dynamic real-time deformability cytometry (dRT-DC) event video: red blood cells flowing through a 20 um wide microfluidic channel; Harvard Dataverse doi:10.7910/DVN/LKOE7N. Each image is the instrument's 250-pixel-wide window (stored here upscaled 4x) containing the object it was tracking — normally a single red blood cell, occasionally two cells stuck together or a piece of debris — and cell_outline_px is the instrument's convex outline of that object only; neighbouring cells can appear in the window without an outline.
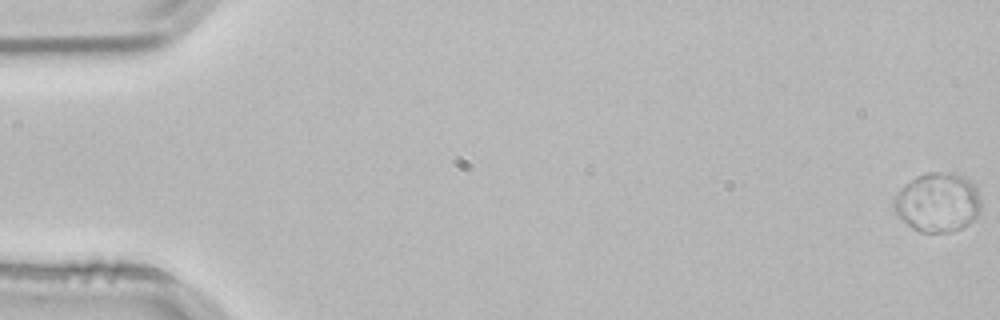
{"species": "common noctule bat (a hibernating species)", "species_latin": "Nyctalus noctula", "temperature_condition": "room temperature", "stored_images_in_passage": 54, "camera_frame_rate_fps": 3000, "um_per_image_px": 0.085, "animal": {"sex": "male", "body_mass_g": 21.5, "forearm_length_mm": 52.0}, "frame": {"image": 1, "passage_image": 1, "time_ms": 0.0, "image_size_px": [1000, 320], "cell_outline_px": [[980, 212], [968, 224], [960, 228], [948, 232], [920, 232], [912, 228], [896, 212], [892, 204], [892, 200], [896, 192], [904, 184], [916, 176], [928, 172], [948, 172], [964, 176], [976, 188], [980, 196]], "centroid_in_image_um": [79.68, 17.18], "position_along_channel_um": 5.3, "area_um2": 30.06}}
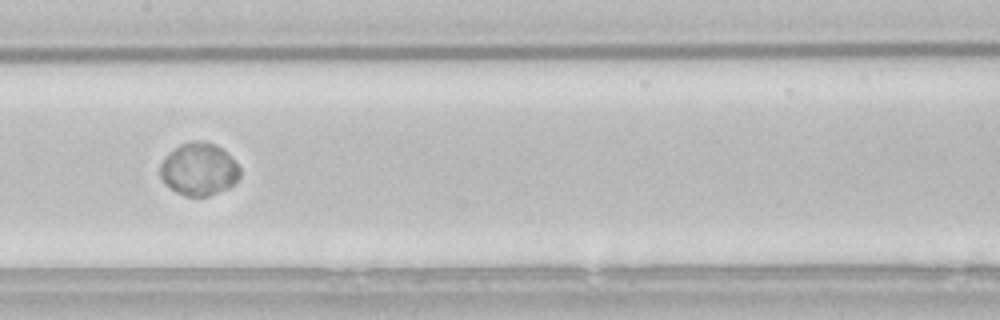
{"frame": {"image": 2, "passage_image": 28, "time_ms": 9.0, "image_size_px": [1000, 320], "cell_outline_px": [[240, 176], [228, 188], [208, 196], [184, 196], [176, 192], [164, 184], [160, 176], [160, 164], [168, 152], [180, 144], [192, 140], [200, 140], [216, 144], [240, 168]], "centroid_in_image_um": [16.85, 14.38], "position_along_channel_um": 190.5, "area_um2": 24.39}}
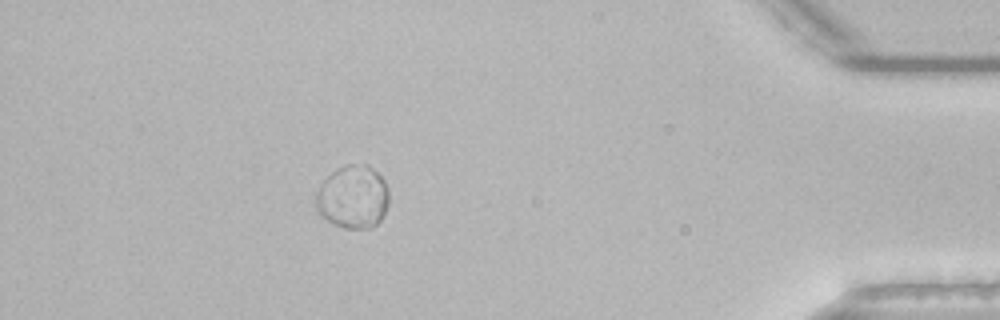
{"frame": {"image": 3, "passage_image": 49, "time_ms": 16.0, "image_size_px": [1000, 320], "cell_outline_px": [[388, 204], [380, 220], [372, 228], [344, 228], [332, 224], [320, 216], [316, 212], [316, 192], [320, 184], [336, 168], [344, 164], [368, 164], [384, 180], [388, 188]], "centroid_in_image_um": [29.97, 16.74], "position_along_channel_um": 405.2, "area_um2": 27.17}, "authors_computed_cell_mechanics": {"area_um2": 25.6921, "velocity_mm_per_s": 3.767, "shape_relaxation_time_tau1_ms": 2.1057, "shape_relaxation_time_tau2_ms": null, "deformation_change_tau1": 0.0502, "deformation_change_tau2": null}}